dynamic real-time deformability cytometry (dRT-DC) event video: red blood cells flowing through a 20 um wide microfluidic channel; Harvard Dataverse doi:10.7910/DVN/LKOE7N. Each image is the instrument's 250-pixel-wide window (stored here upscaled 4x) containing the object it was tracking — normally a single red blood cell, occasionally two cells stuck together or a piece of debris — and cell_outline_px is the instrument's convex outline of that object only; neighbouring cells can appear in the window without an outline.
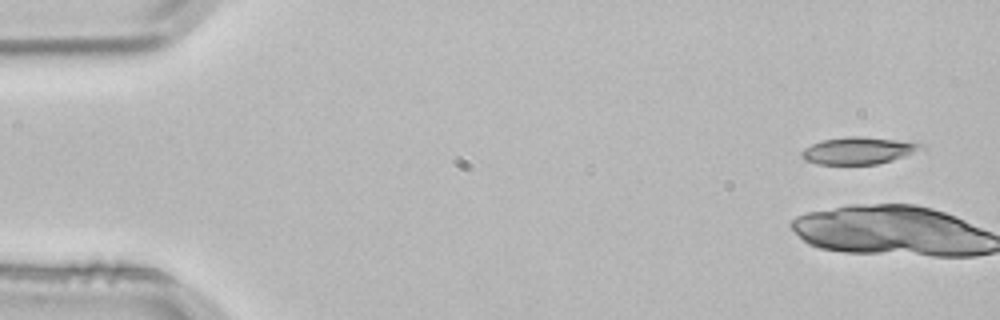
{"species": "common noctule bat (a hibernating species)", "species_latin": "Nyctalus noctula", "temperature_condition": "room temperature", "stored_images_in_passage": 3, "camera_frame_rate_fps": 3000, "um_per_image_px": 0.085, "animal": {"sex": "male", "body_mass_g": 21.5, "forearm_length_mm": 52.0}, "frame": {"image": 1, "passage_image": 1, "time_ms": 0.0, "image_size_px": [1000, 320], "cell_outline_px": [[924, 148], [904, 156], [892, 160], [876, 164], [820, 164], [804, 160], [800, 156], [800, 152], [804, 148], [820, 140], [848, 136], [860, 136], [896, 140], [924, 144]], "centroid_in_image_um": [72.9, 12.79], "position_along_channel_um": 12.1, "area_um2": 18.73}}